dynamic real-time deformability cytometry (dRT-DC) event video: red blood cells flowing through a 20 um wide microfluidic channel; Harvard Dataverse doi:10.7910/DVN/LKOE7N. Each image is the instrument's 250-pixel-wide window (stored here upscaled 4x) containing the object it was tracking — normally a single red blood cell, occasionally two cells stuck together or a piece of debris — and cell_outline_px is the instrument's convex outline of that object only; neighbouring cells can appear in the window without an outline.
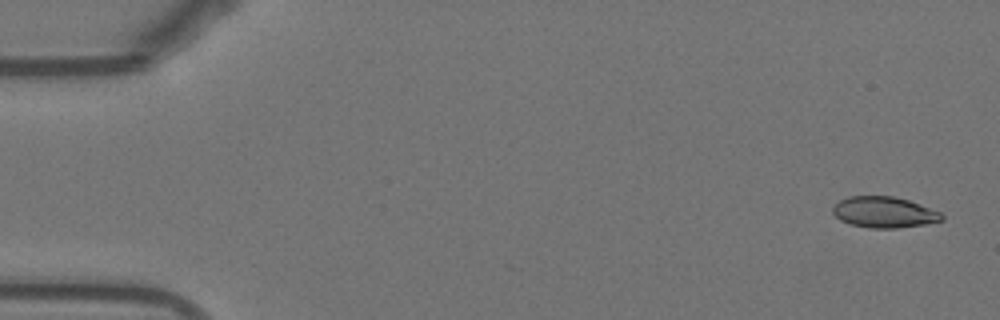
{"species": "Egyptian fruit bat (a non-hibernating species)", "species_latin": "Rousettus aegyptiacus", "temperature_condition": "warm", "stored_images_in_passage": 6, "camera_frame_rate_fps": 3000, "um_per_image_px": 0.085, "animal": {"sex": "female"}, "frame": {"image": 1, "passage_image": 2, "time_ms": 0.333, "image_size_px": [1000, 320], "cell_outline_px": [[944, 220], [924, 224], [896, 228], [868, 228], [852, 224], [840, 220], [832, 212], [832, 208], [840, 200], [848, 196], [892, 196], [908, 200], [940, 212], [944, 216]], "centroid_in_image_um": [75.14, 18.04], "position_along_channel_um": 9.9, "area_um2": 19.54}}